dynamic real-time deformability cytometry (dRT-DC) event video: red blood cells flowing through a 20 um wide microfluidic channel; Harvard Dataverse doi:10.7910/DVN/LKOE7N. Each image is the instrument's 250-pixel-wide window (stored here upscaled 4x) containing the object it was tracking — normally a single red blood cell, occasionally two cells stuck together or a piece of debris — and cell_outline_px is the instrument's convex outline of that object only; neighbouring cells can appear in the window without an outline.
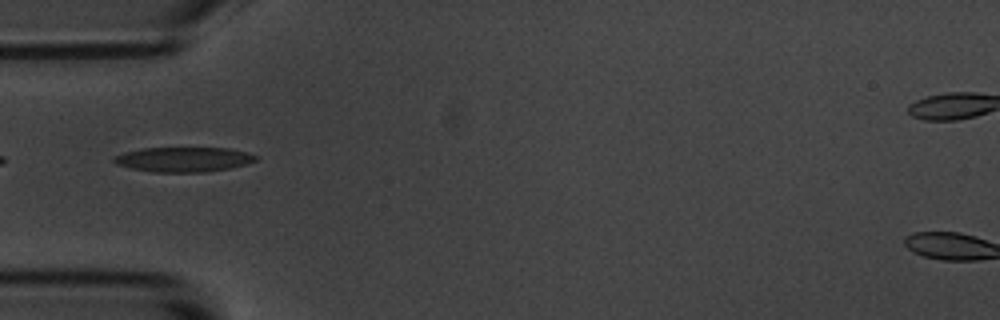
{"species": "common noctule bat (a hibernating species)", "species_latin": "Nyctalus noctula", "temperature_condition": "room temperature", "stored_images_in_passage": 13, "camera_frame_rate_fps": 3000, "um_per_image_px": 0.085, "animal": {"sex": "male", "body_mass_g": 20.1, "forearm_length_mm": 53.5}, "frame": {"image": 1, "passage_image": 3, "time_ms": 3.333, "image_size_px": [1000, 320], "cell_outline_px": [[256, 160], [248, 164], [232, 168], [204, 172], [152, 172], [132, 168], [116, 164], [112, 160], [112, 156], [124, 152], [144, 148], [228, 148], [248, 152], [256, 156]], "centroid_in_image_um": [15.6, 13.55], "position_along_channel_um": 69.4, "area_um2": 20.58}}
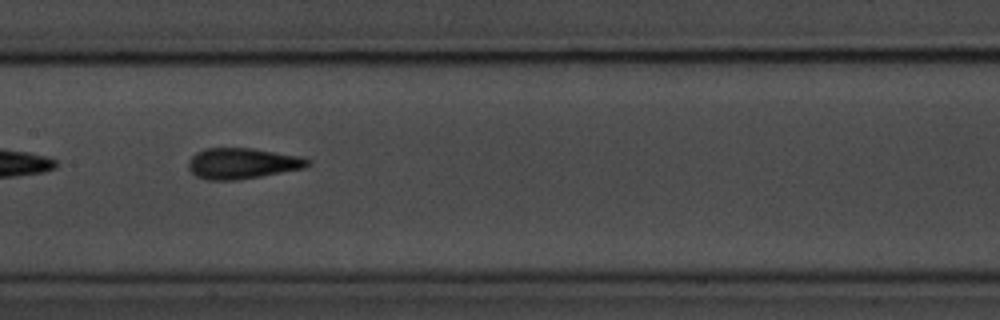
{"frame": {"image": 2, "passage_image": 6, "time_ms": 6.667, "image_size_px": [1000, 320], "cell_outline_px": [[312, 164], [304, 168], [260, 176], [236, 180], [208, 180], [196, 176], [188, 168], [188, 160], [196, 152], [204, 148], [252, 148], [300, 156], [312, 160]], "centroid_in_image_um": [20.59, 13.88], "position_along_channel_um": 186.8, "area_um2": 21.5}, "authors_computed_cell_mechanics": {"area_um2": 20.5768, "velocity_mm_per_s": 3.4855, "shape_relaxation_time_tau1_ms": 2.3134, "shape_relaxation_time_tau2_ms": 0.923, "deformation_change_tau1": 0.1357, "deformation_change_tau2": 0.0882}}